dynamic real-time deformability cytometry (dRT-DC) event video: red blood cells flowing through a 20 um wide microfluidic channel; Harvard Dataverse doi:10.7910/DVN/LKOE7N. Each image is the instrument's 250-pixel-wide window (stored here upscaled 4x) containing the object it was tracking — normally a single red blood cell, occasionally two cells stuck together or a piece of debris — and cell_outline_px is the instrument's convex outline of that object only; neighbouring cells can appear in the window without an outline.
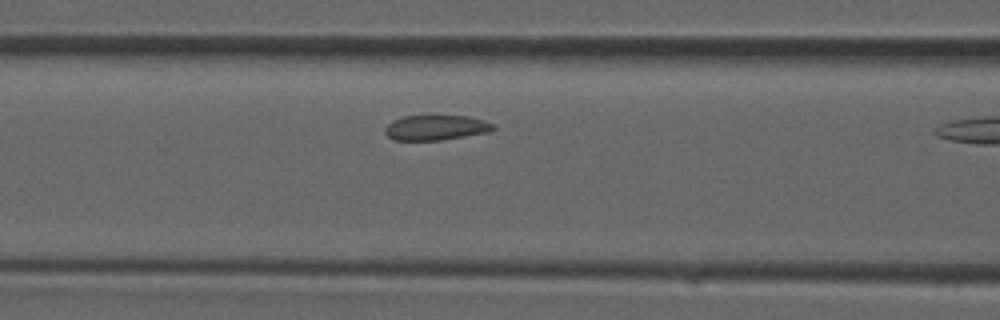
{"species": "common noctule bat (a hibernating species)", "species_latin": "Nyctalus noctula", "temperature_condition": "room temperature", "stored_images_in_passage": 8, "camera_frame_rate_fps": 3000, "um_per_image_px": 0.085, "animal": {"sex": "male", "forearm_length_mm": 52.5}, "frame": {"image": 1, "passage_image": 7, "time_ms": 2.0, "image_size_px": [1000, 320], "cell_outline_px": [[496, 128], [488, 132], [444, 140], [392, 140], [384, 132], [384, 128], [392, 120], [404, 116], [432, 112], [468, 116], [484, 120], [492, 124]], "centroid_in_image_um": [37.02, 10.79], "position_along_channel_um": 129.6, "area_um2": 16.76}}